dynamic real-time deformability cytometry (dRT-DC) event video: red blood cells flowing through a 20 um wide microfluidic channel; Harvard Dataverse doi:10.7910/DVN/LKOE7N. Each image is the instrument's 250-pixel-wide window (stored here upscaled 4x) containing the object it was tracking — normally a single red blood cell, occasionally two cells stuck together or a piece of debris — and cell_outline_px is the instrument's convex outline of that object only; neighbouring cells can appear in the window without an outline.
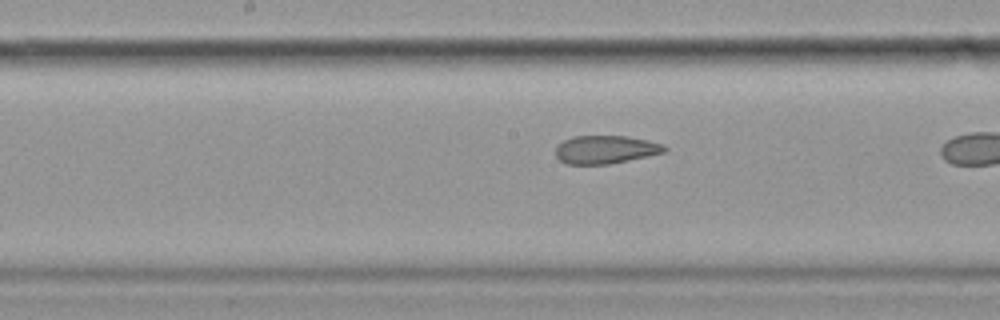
{"species": "common noctule bat (a hibernating species)", "species_latin": "Nyctalus noctula", "temperature_condition": "cold", "stored_images_in_passage": 30, "camera_frame_rate_fps": 3000, "um_per_image_px": 0.085, "animal": {"sex": "female", "body_mass_g": 19.9}, "frame": {"image": 1, "passage_image": 26, "time_ms": 8.333, "image_size_px": [1000, 320], "cell_outline_px": [[668, 148], [664, 152], [648, 156], [608, 164], [568, 164], [560, 160], [556, 156], [556, 148], [564, 140], [572, 136], [628, 136], [648, 140], [664, 144]], "centroid_in_image_um": [51.49, 12.7], "position_along_channel_um": 196.7, "area_um2": 17.8}}